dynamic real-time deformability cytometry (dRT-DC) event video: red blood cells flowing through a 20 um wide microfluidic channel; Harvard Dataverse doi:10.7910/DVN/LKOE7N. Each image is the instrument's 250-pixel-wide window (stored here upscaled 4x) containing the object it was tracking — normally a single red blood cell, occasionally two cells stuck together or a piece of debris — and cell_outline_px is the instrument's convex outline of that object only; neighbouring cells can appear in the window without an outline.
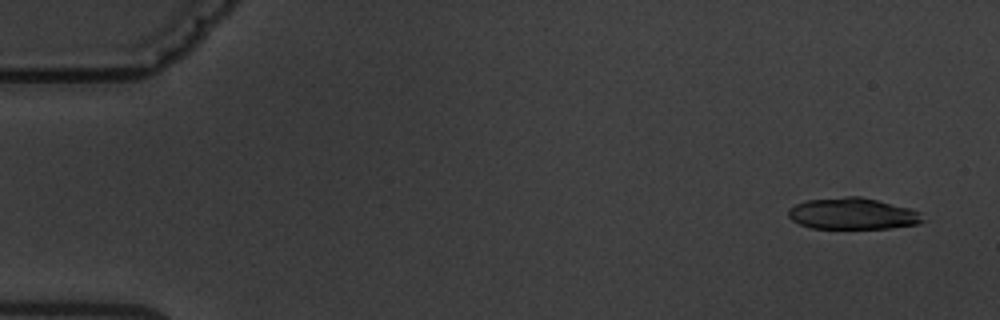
{"species": "common noctule bat (a hibernating species)", "species_latin": "Nyctalus noctula", "temperature_condition": "warm", "stored_images_in_passage": 5, "camera_frame_rate_fps": 3000, "um_per_image_px": 0.085, "animal": {"sex": "male", "body_mass_g": 19.5, "forearm_length_mm": 54.6}, "frame": {"image": 1, "passage_image": 1, "time_ms": 0.0, "image_size_px": [1000, 320], "cell_outline_px": [[928, 220], [920, 224], [888, 228], [812, 228], [800, 224], [792, 220], [788, 216], [788, 208], [796, 204], [808, 200], [844, 196], [860, 196], [908, 208], [920, 212]], "centroid_in_image_um": [72.5, 18.16], "position_along_channel_um": 12.5, "area_um2": 24.68}}
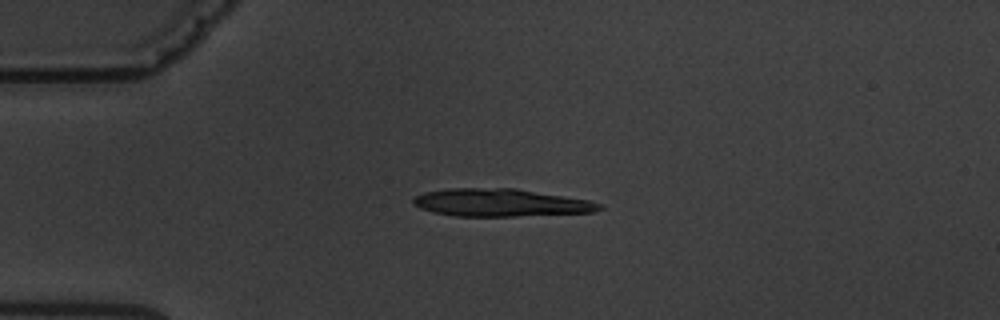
{"frame": {"image": 2, "passage_image": 4, "time_ms": 3.667, "image_size_px": [1000, 320], "cell_outline_px": [[604, 208], [592, 212], [512, 216], [456, 216], [432, 212], [420, 208], [412, 204], [412, 200], [416, 196], [424, 192], [448, 188], [516, 188], [588, 200], [604, 204]], "centroid_in_image_um": [42.54, 17.22], "position_along_channel_um": 42.5, "area_um2": 30.0}}